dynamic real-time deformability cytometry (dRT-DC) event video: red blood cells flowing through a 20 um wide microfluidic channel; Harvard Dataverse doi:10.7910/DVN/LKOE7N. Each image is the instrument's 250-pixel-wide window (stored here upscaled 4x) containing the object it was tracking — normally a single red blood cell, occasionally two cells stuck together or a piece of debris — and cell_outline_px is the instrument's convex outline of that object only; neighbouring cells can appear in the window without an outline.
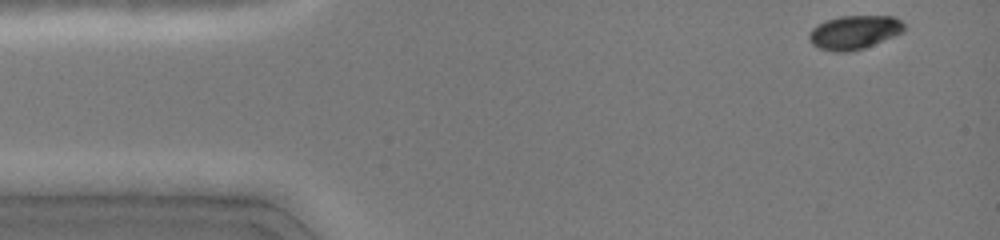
{"species": "common noctule bat (a hibernating species)", "species_latin": "Nyctalus noctula", "temperature_condition": "cold", "stored_images_in_passage": 20, "camera_frame_rate_fps": 3000, "um_per_image_px": 0.085, "animal": {"sex": "female", "body_mass_g": 19.0, "forearm_length_mm": 51.5}, "frame": {"image": 1, "passage_image": 1, "time_ms": 0.0, "image_size_px": [1000, 240], "cell_outline_px": [[904, 32], [864, 48], [848, 52], [832, 52], [820, 48], [812, 44], [808, 36], [808, 32], [816, 24], [840, 16], [892, 16], [900, 20], [904, 24]], "centroid_in_image_um": [72.59, 2.75], "position_along_channel_um": 12.4, "area_um2": 18.73}}
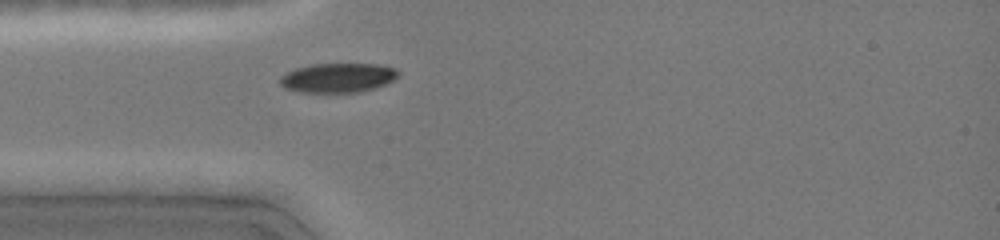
{"frame": {"image": 2, "passage_image": 11, "time_ms": 3.333, "image_size_px": [1000, 240], "cell_outline_px": [[400, 76], [376, 88], [360, 92], [300, 92], [284, 88], [280, 84], [280, 76], [296, 68], [312, 64], [376, 64], [396, 68]], "centroid_in_image_um": [28.72, 6.61], "position_along_channel_um": 56.3, "area_um2": 20.23}}
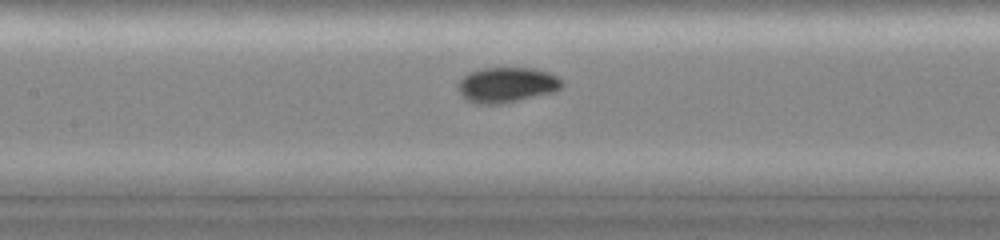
{"frame": {"image": 3, "passage_image": 19, "time_ms": 6.0, "image_size_px": [1000, 240], "cell_outline_px": [[564, 84], [556, 92], [500, 104], [476, 104], [464, 100], [460, 96], [456, 88], [456, 84], [464, 76], [480, 68], [532, 68], [548, 72], [564, 80]], "centroid_in_image_um": [43.05, 7.23], "position_along_channel_um": 164.3, "area_um2": 21.73}}